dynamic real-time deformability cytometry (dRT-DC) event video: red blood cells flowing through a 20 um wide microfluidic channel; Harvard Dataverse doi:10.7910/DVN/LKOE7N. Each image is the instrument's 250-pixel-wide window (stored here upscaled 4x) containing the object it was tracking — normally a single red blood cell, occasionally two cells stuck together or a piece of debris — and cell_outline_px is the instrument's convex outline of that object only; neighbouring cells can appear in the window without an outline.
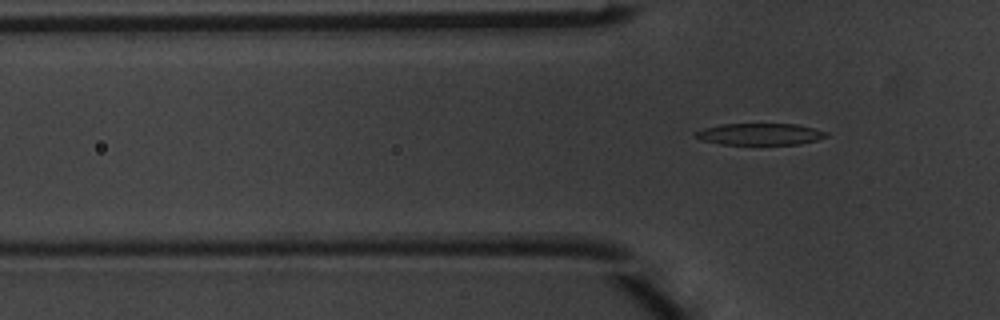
{"species": "common noctule bat (a hibernating species)", "species_latin": "Nyctalus noctula", "temperature_condition": "warm", "stored_images_in_passage": 4, "camera_frame_rate_fps": 3000, "um_per_image_px": 0.085, "animal": {"sex": "male", "body_mass_g": 20.1, "forearm_length_mm": 53.5}, "frame": {"image": 1, "passage_image": 4, "time_ms": 1.0, "image_size_px": [1000, 320], "cell_outline_px": [[828, 136], [816, 140], [800, 144], [720, 144], [700, 140], [692, 136], [692, 132], [704, 128], [720, 124], [796, 124], [828, 132]], "centroid_in_image_um": [64.52, 11.4], "position_along_channel_um": 61.3, "area_um2": 16.59}}